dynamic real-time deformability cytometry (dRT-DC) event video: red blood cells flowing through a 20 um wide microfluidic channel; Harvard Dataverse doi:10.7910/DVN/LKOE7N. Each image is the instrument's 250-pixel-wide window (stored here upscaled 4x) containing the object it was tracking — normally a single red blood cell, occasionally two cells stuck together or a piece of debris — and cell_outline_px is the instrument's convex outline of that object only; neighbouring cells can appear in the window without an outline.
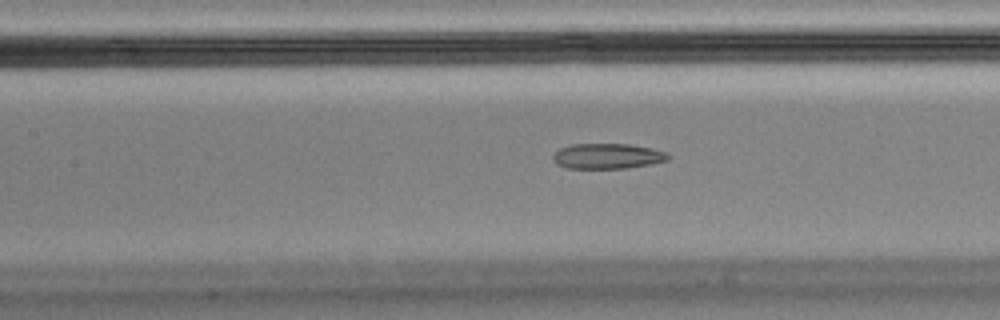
{"species": "Egyptian fruit bat (a non-hibernating species)", "species_latin": "Rousettus aegyptiacus", "temperature_condition": "cold", "stored_images_in_passage": 57, "camera_frame_rate_fps": 3000, "um_per_image_px": 0.085, "animal": {"sex": "male"}, "frame": {"image": 1, "passage_image": 25, "time_ms": 8.0, "image_size_px": [1000, 320], "cell_outline_px": [[672, 156], [668, 160], [652, 164], [624, 168], [568, 168], [556, 164], [552, 160], [552, 156], [560, 148], [572, 144], [632, 144], [652, 148], [664, 152]], "centroid_in_image_um": [51.64, 13.27], "position_along_channel_um": 155.8, "area_um2": 17.05}, "authors_computed_cell_mechanics": {"area_um2": 18.3226, "velocity_mm_per_s": 3.4999, "shape_relaxation_time_tau1_ms": null, "shape_relaxation_time_tau2_ms": 3.1674, "deformation_change_tau1": null, "deformation_change_tau2": 0.0958}}